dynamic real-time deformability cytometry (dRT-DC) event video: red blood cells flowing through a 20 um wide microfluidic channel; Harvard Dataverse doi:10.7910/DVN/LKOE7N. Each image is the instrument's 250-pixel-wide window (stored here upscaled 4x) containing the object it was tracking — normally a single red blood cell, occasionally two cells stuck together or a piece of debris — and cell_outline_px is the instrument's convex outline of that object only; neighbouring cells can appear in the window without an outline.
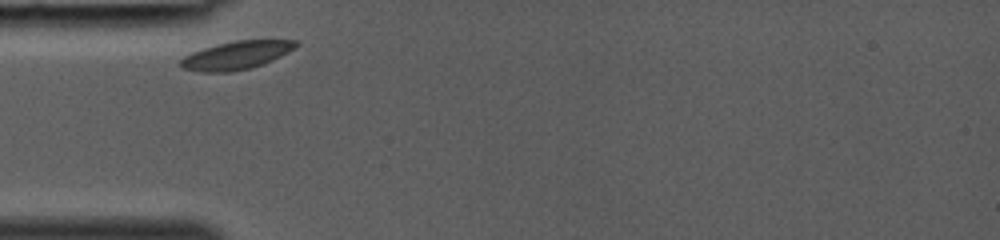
{"species": "common noctule bat (a hibernating species)", "species_latin": "Nyctalus noctula", "temperature_condition": "room temperature", "stored_images_in_passage": 23, "camera_frame_rate_fps": 3000, "um_per_image_px": 0.085, "animal": {"sex": "female", "body_mass_g": 19.0, "forearm_length_mm": 53.3}, "frame": {"image": 1, "passage_image": 1, "time_ms": 0.0, "image_size_px": [1000, 240], "cell_outline_px": [[300, 44], [288, 52], [264, 64], [252, 68], [232, 72], [200, 72], [180, 68], [180, 60], [184, 56], [192, 52], [204, 48], [236, 40], [296, 40]], "centroid_in_image_um": [20.08, 4.71], "position_along_channel_um": 64.9, "area_um2": 18.96}}
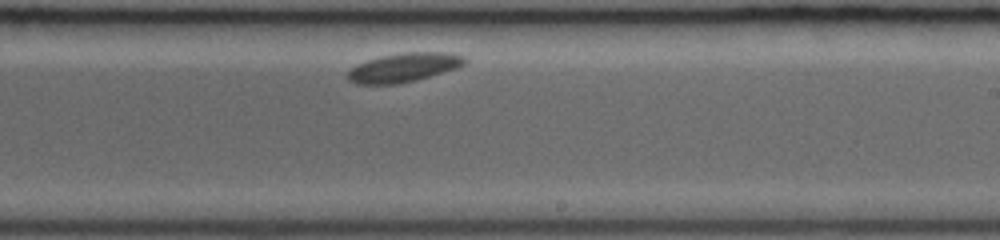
{"frame": {"image": 2, "passage_image": 14, "time_ms": 4.333, "image_size_px": [1000, 240], "cell_outline_px": [[468, 60], [464, 64], [456, 68], [416, 80], [396, 84], [356, 84], [348, 80], [348, 72], [356, 64], [368, 60], [384, 56], [404, 52], [448, 52], [464, 56]], "centroid_in_image_um": [34.34, 5.73], "position_along_channel_um": 254.7, "area_um2": 19.59}}
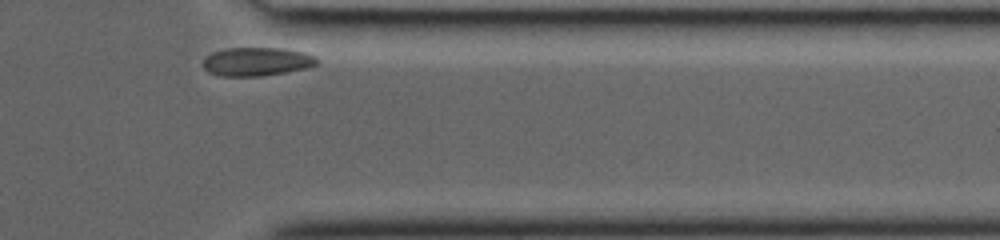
{"frame": {"image": 3, "passage_image": 23, "time_ms": 7.333, "image_size_px": [1000, 240], "cell_outline_px": [[320, 60], [316, 64], [304, 68], [284, 72], [260, 76], [220, 76], [208, 72], [204, 68], [204, 56], [212, 52], [224, 48], [284, 48], [304, 52], [316, 56]], "centroid_in_image_um": [21.8, 5.22], "position_along_channel_um": 389.6, "area_um2": 19.02}}